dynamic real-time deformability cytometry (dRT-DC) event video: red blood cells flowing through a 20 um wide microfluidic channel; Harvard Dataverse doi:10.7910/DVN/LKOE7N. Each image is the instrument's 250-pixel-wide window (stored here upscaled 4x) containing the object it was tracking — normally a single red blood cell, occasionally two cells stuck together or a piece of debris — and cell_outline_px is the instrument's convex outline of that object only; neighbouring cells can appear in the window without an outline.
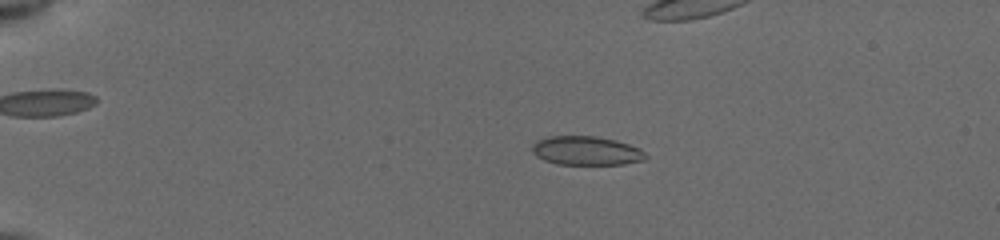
{"species": "common noctule bat (a hibernating species)", "species_latin": "Nyctalus noctula", "temperature_condition": "cold", "stored_images_in_passage": 51, "camera_frame_rate_fps": 3000, "um_per_image_px": 0.085, "animal": {"sex": "female", "body_mass_g": 19.5, "forearm_length_mm": 54.1}, "frame": {"image": 1, "passage_image": 9, "time_ms": 2.667, "image_size_px": [1000, 240], "cell_outline_px": [[648, 156], [644, 160], [624, 164], [556, 164], [544, 160], [536, 156], [532, 152], [532, 144], [536, 140], [548, 136], [596, 136], [616, 140], [640, 148]], "centroid_in_image_um": [49.82, 12.8], "position_along_channel_um": 35.2, "area_um2": 19.25}}
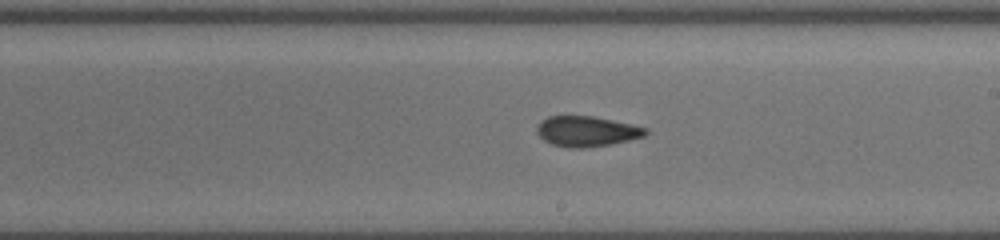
{"frame": {"image": 2, "passage_image": 30, "time_ms": 9.667, "image_size_px": [1000, 240], "cell_outline_px": [[648, 132], [644, 136], [612, 144], [588, 148], [568, 148], [552, 144], [544, 140], [536, 132], [536, 128], [548, 116], [592, 116], [648, 128]], "centroid_in_image_um": [49.87, 11.18], "position_along_channel_um": 239.1, "area_um2": 19.07}}
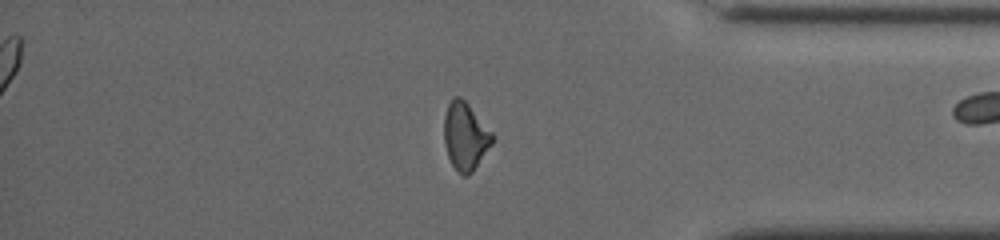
{"frame": {"image": 3, "passage_image": 43, "time_ms": 14.0, "image_size_px": [1000, 240], "cell_outline_px": [[492, 144], [472, 172], [468, 176], [464, 176], [452, 164], [448, 156], [444, 144], [444, 116], [448, 104], [456, 96], [460, 96], [468, 104], [492, 132]], "centroid_in_image_um": [39.53, 11.58], "position_along_channel_um": 395.7, "area_um2": 18.67}, "authors_computed_cell_mechanics": {"area_um2": 19.2474, "velocity_mm_per_s": 3.9452, "shape_relaxation_time_tau1_ms": 4.3086, "shape_relaxation_time_tau2_ms": 2.3158, "deformation_change_tau1": 0.1489, "deformation_change_tau2": 0.0889}}